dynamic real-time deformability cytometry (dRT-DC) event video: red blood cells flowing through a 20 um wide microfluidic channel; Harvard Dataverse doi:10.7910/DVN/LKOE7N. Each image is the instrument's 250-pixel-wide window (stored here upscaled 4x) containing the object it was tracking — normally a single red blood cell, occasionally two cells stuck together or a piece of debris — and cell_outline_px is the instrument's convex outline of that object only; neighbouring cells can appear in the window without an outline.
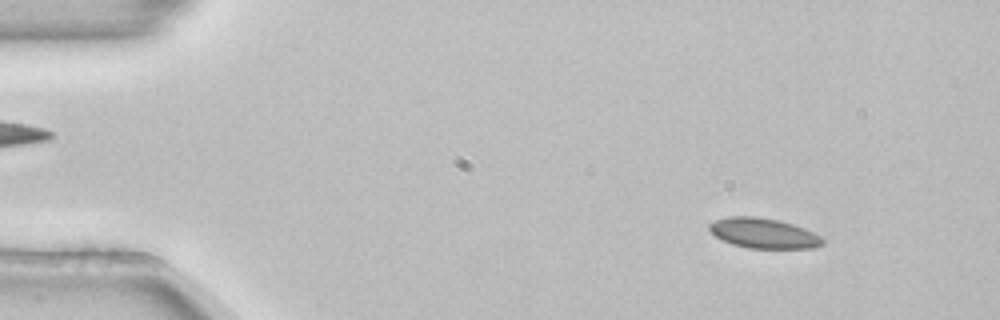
{"species": "common noctule bat (a hibernating species)", "species_latin": "Nyctalus noctula", "temperature_condition": "room temperature", "stored_images_in_passage": 53, "camera_frame_rate_fps": 3000, "um_per_image_px": 0.085, "animal": {"sex": "female", "body_mass_g": 22.7, "forearm_length_mm": 54.2}, "frame": {"image": 1, "passage_image": 6, "time_ms": 1.667, "image_size_px": [1000, 320], "cell_outline_px": [[824, 244], [812, 248], [748, 248], [732, 244], [716, 236], [708, 228], [708, 224], [716, 220], [728, 216], [756, 216], [780, 220], [804, 228], [820, 236], [824, 240]], "centroid_in_image_um": [64.9, 19.81], "position_along_channel_um": 20.1, "area_um2": 19.83}}
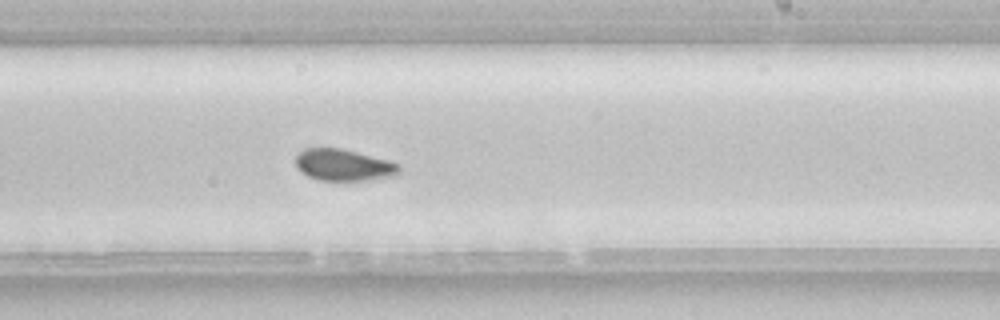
{"frame": {"image": 2, "passage_image": 32, "time_ms": 10.333, "image_size_px": [1000, 320], "cell_outline_px": [[400, 172], [396, 176], [364, 180], [320, 180], [308, 176], [296, 168], [296, 156], [304, 148], [340, 148], [388, 160], [400, 164]], "centroid_in_image_um": [29.21, 14.03], "position_along_channel_um": 259.8, "area_um2": 19.02}}
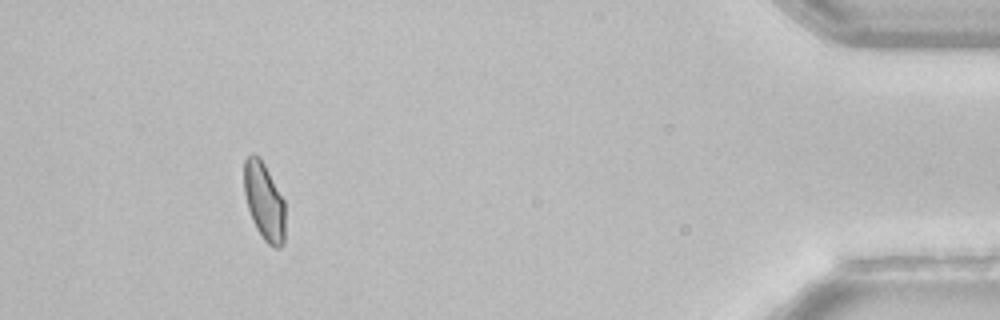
{"frame": {"image": 3, "passage_image": 49, "time_ms": 16.0, "image_size_px": [1000, 320], "cell_outline_px": [[284, 244], [280, 248], [276, 248], [268, 244], [264, 240], [256, 228], [252, 220], [248, 208], [244, 192], [244, 160], [252, 152], [260, 156], [284, 200]], "centroid_in_image_um": [22.44, 17.1], "position_along_channel_um": 412.8, "area_um2": 18.67}, "authors_computed_cell_mechanics": {"area_um2": 19.4208, "velocity_mm_per_s": 3.841, "shape_relaxation_time_tau1_ms": 5.8368, "shape_relaxation_time_tau2_ms": 1.9345, "deformation_change_tau1": 0.0951, "deformation_change_tau2": 0.0499}}